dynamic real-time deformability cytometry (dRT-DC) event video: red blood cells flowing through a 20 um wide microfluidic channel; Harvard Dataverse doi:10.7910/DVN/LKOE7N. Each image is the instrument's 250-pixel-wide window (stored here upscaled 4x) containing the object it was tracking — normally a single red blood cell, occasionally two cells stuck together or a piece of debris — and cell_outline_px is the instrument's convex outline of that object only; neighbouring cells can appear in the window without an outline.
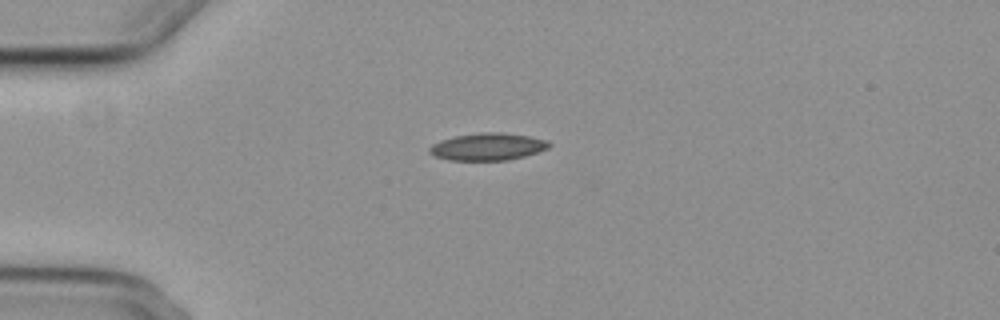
{"species": "common noctule bat (a hibernating species)", "species_latin": "Nyctalus noctula", "temperature_condition": "cold", "stored_images_in_passage": 5, "camera_frame_rate_fps": 3000, "um_per_image_px": 0.085, "animal": {"sex": "female", "body_mass_g": 29.2, "forearm_length_mm": 56.3}, "frame": {"image": 1, "passage_image": 1, "time_ms": 0.0, "image_size_px": [1000, 320], "cell_outline_px": [[552, 144], [548, 148], [524, 156], [508, 160], [448, 160], [436, 156], [428, 152], [428, 148], [432, 144], [440, 140], [456, 136], [484, 132], [500, 132], [528, 136], [548, 140]], "centroid_in_image_um": [41.45, 12.47], "position_along_channel_um": 43.6, "area_um2": 18.9}}
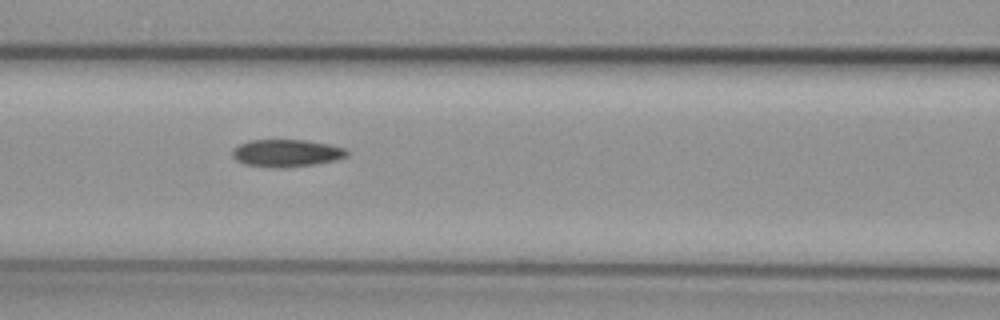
{"frame": {"image": 2, "passage_image": 4, "time_ms": 3.333, "image_size_px": [1000, 320], "cell_outline_px": [[348, 156], [336, 160], [316, 164], [284, 168], [276, 168], [244, 164], [236, 160], [232, 156], [232, 148], [240, 144], [252, 140], [304, 140], [328, 144], [344, 148], [348, 152]], "centroid_in_image_um": [24.34, 13.02], "position_along_channel_um": 142.3, "area_um2": 18.32}}
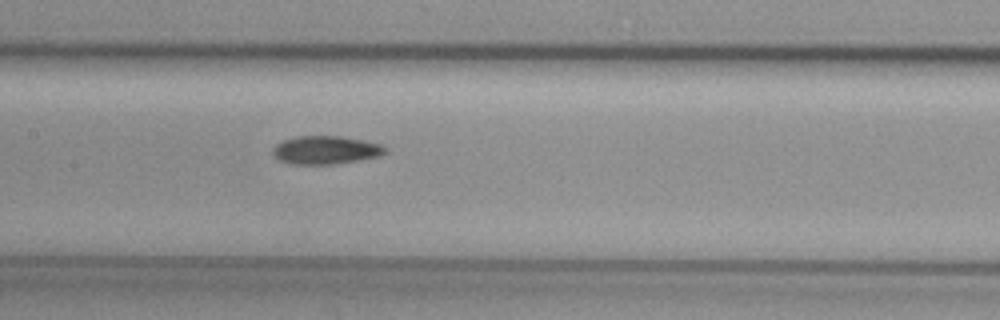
{"frame": {"image": 3, "passage_image": 5, "time_ms": 4.333, "image_size_px": [1000, 320], "cell_outline_px": [[388, 148], [380, 156], [360, 160], [332, 164], [292, 164], [280, 160], [272, 152], [272, 148], [276, 144], [284, 140], [296, 136], [340, 136], [364, 140], [380, 144]], "centroid_in_image_um": [27.69, 12.75], "position_along_channel_um": 179.7, "area_um2": 18.44}}